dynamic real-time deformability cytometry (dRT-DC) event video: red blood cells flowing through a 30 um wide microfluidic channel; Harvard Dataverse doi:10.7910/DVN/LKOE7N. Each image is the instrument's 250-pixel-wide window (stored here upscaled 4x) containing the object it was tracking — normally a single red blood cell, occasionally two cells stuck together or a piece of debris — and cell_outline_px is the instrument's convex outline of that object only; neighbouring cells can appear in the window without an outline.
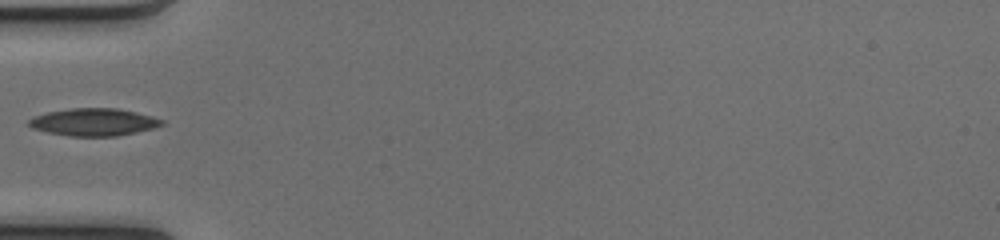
{"species": "common noctule bat (a hibernating species)", "species_latin": "Nyctalus noctula", "temperature_condition": "cold", "stored_images_in_passage": 33, "camera_frame_rate_fps": 3000, "um_per_image_px": 0.085, "animal": {"sex": "female", "body_mass_g": 17.0, "forearm_length_mm": 48.0}, "frame": {"image": 1, "passage_image": 1, "time_ms": 0.0, "image_size_px": [1000, 240], "cell_outline_px": [[164, 124], [152, 128], [136, 132], [116, 136], [68, 136], [48, 132], [32, 128], [28, 124], [28, 120], [32, 116], [48, 112], [72, 108], [116, 108], [136, 112], [152, 116], [164, 120]], "centroid_in_image_um": [7.95, 10.37], "position_along_channel_um": 77.0, "area_um2": 21.21}}
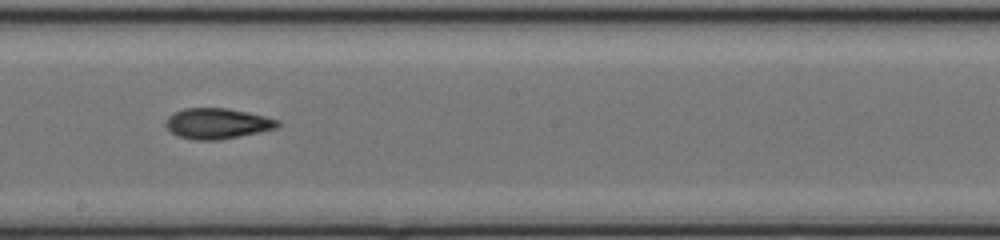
{"frame": {"image": 2, "passage_image": 12, "time_ms": 3.667, "image_size_px": [1000, 240], "cell_outline_px": [[280, 124], [276, 128], [260, 132], [220, 140], [192, 140], [180, 136], [172, 132], [164, 124], [164, 120], [172, 112], [184, 108], [228, 108], [248, 112], [280, 120]], "centroid_in_image_um": [18.45, 10.49], "position_along_channel_um": 229.8, "area_um2": 20.11}}
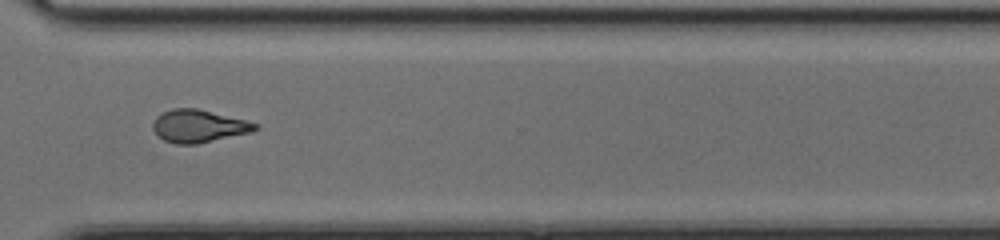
{"frame": {"image": 3, "passage_image": 21, "time_ms": 6.667, "image_size_px": [1000, 240], "cell_outline_px": [[260, 128], [252, 132], [196, 144], [176, 144], [164, 140], [152, 128], [152, 124], [156, 116], [172, 108], [196, 108], [260, 124]], "centroid_in_image_um": [16.89, 10.72], "position_along_channel_um": 353.7, "area_um2": 19.31}}